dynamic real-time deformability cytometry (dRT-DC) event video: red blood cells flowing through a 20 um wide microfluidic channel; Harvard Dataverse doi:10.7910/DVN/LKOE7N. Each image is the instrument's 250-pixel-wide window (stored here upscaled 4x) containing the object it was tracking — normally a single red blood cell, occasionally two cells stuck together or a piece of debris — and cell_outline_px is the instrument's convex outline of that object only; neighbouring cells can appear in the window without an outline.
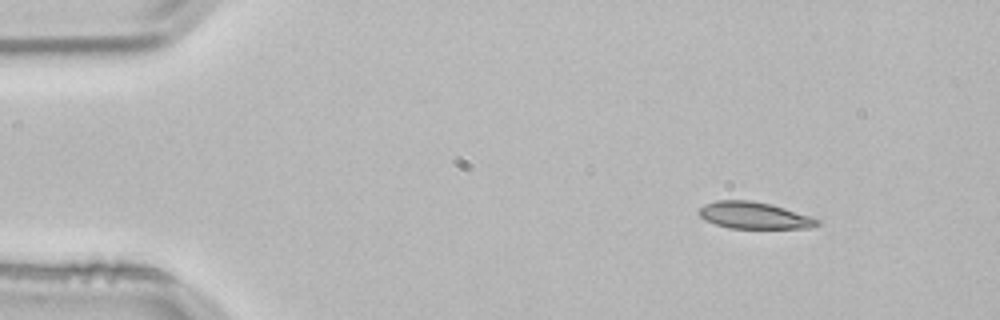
{"species": "common noctule bat (a hibernating species)", "species_latin": "Nyctalus noctula", "temperature_condition": "room temperature", "stored_images_in_passage": 3, "camera_frame_rate_fps": 3000, "um_per_image_px": 0.085, "animal": {"sex": "male", "body_mass_g": 21.5, "forearm_length_mm": 52.0}, "frame": {"image": 1, "passage_image": 1, "time_ms": 0.0, "image_size_px": [1000, 320], "cell_outline_px": [[820, 224], [808, 228], [728, 228], [704, 220], [696, 212], [704, 204], [716, 200], [752, 200], [772, 204], [812, 216], [820, 220]], "centroid_in_image_um": [64.09, 18.3], "position_along_channel_um": 20.9, "area_um2": 18.67}}
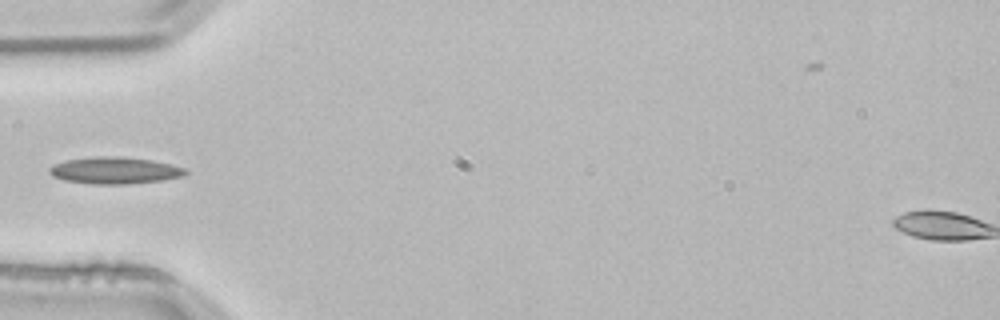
{"frame": {"image": 2, "passage_image": 3, "time_ms": 0.667, "image_size_px": [1000, 320], "cell_outline_px": [[188, 172], [184, 176], [164, 180], [124, 184], [92, 184], [64, 180], [52, 176], [48, 172], [48, 168], [52, 164], [68, 160], [96, 156], [120, 156], [152, 160], [172, 164], [184, 168]], "centroid_in_image_um": [9.75, 14.48], "position_along_channel_um": 75.3, "area_um2": 21.39}}